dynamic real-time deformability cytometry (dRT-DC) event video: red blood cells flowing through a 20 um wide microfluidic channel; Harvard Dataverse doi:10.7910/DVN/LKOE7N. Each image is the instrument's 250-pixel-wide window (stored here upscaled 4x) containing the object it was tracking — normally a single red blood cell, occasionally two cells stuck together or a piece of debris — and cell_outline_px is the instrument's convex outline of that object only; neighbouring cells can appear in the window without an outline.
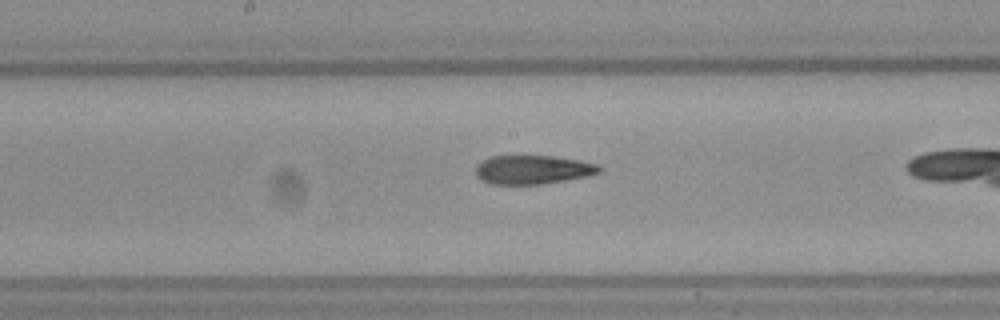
{"species": "Egyptian fruit bat (a non-hibernating species)", "species_latin": "Rousettus aegyptiacus", "temperature_condition": "warm", "stored_images_in_passage": 32, "camera_frame_rate_fps": 3000, "um_per_image_px": 0.085, "frame": {"image": 1, "passage_image": 23, "time_ms": 7.333, "image_size_px": [1000, 320], "cell_outline_px": [[600, 172], [588, 176], [540, 184], [492, 184], [480, 180], [476, 176], [476, 164], [492, 156], [552, 156], [580, 160], [596, 164], [600, 168]], "centroid_in_image_um": [45.25, 14.42], "position_along_channel_um": 202.9, "area_um2": 20.63}}